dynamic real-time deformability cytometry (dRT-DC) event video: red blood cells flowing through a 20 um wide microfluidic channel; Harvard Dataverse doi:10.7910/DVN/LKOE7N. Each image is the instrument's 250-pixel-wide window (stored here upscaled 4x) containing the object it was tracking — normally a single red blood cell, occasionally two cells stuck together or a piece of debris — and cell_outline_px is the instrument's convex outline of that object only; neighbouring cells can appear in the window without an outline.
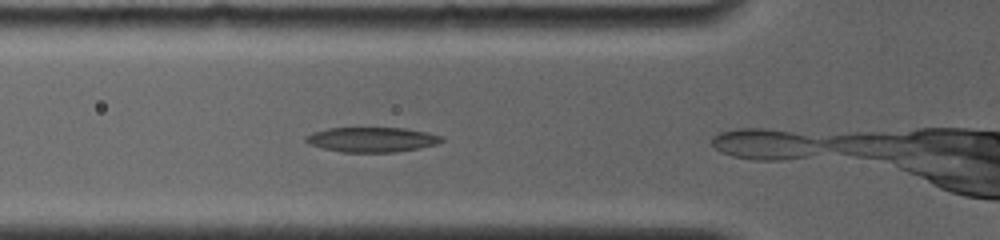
{"species": "common noctule bat (a hibernating species)", "species_latin": "Nyctalus noctula", "temperature_condition": "room temperature", "stored_images_in_passage": 4, "camera_frame_rate_fps": 4000, "um_per_image_px": 0.085, "animal": {"sex": "female", "body_mass_g": 19.0, "forearm_length_mm": 56.7}, "frame": {"image": 1, "passage_image": 3, "time_ms": 0.75, "image_size_px": [1000, 240], "cell_outline_px": [[444, 140], [436, 144], [396, 152], [340, 152], [308, 144], [304, 140], [304, 136], [312, 132], [328, 128], [404, 128], [428, 132], [444, 136]], "centroid_in_image_um": [31.59, 11.86], "position_along_channel_um": 94.2, "area_um2": 19.71}}